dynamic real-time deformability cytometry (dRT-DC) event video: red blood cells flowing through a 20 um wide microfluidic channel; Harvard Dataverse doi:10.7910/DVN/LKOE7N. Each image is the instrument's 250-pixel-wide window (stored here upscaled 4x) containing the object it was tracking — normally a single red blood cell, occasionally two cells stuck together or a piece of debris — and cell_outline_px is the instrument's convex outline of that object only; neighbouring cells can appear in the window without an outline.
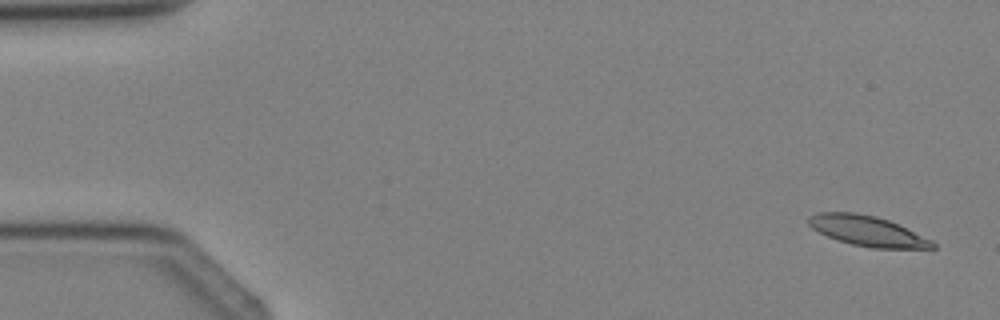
{"species": "Egyptian fruit bat (a non-hibernating species)", "species_latin": "Rousettus aegyptiacus", "temperature_condition": "cold", "stored_images_in_passage": 4, "camera_frame_rate_fps": 3000, "um_per_image_px": 0.085, "animal": {"sex": "female"}, "frame": {"image": 1, "passage_image": 1, "time_ms": 0.0, "image_size_px": [1000, 320], "cell_outline_px": [[936, 248], [932, 252], [872, 248], [852, 244], [828, 236], [812, 228], [808, 224], [808, 216], [820, 212], [852, 212], [876, 216], [900, 224], [932, 240], [936, 244]], "centroid_in_image_um": [73.92, 19.69], "position_along_channel_um": 11.1, "area_um2": 22.66}}